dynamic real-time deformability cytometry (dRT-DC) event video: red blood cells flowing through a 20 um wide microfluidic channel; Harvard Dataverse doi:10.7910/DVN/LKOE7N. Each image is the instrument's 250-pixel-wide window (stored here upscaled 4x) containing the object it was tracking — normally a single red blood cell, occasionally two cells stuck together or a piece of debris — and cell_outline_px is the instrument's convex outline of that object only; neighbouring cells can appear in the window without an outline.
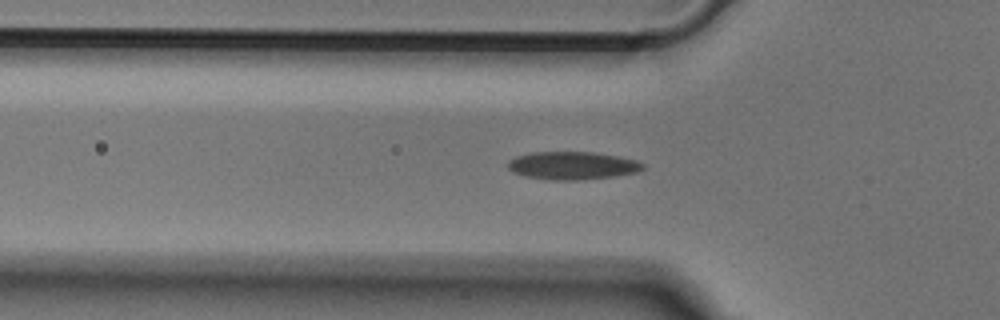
{"species": "Egyptian fruit bat (a non-hibernating species)", "species_latin": "Rousettus aegyptiacus", "temperature_condition": "cold", "stored_images_in_passage": 40, "camera_frame_rate_fps": 3000, "um_per_image_px": 0.085, "animal": {"sex": "male"}, "frame": {"image": 1, "passage_image": 4, "time_ms": 1.0, "image_size_px": [1000, 320], "cell_outline_px": [[644, 168], [636, 172], [616, 176], [576, 180], [552, 180], [524, 176], [512, 172], [508, 168], [508, 160], [516, 156], [532, 152], [592, 152], [616, 156], [636, 160], [644, 164]], "centroid_in_image_um": [48.62, 14.07], "position_along_channel_um": 77.2, "area_um2": 21.91}}
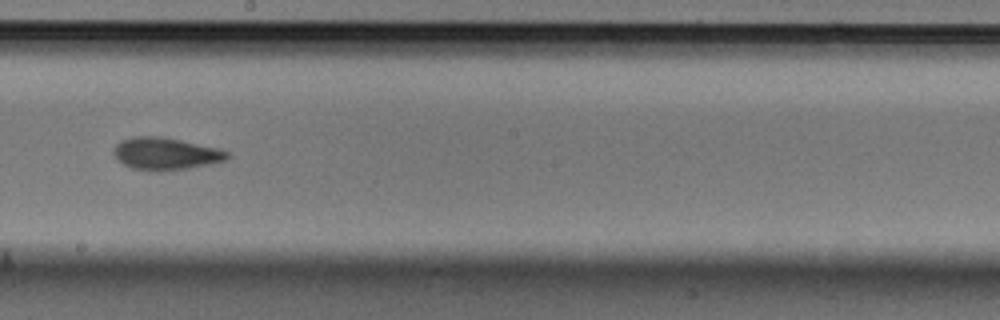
{"frame": {"image": 2, "passage_image": 16, "time_ms": 5.0, "image_size_px": [1000, 320], "cell_outline_px": [[232, 156], [224, 160], [208, 164], [188, 168], [132, 168], [116, 160], [112, 152], [112, 148], [120, 140], [132, 136], [160, 136], [220, 148], [228, 152]], "centroid_in_image_um": [14.05, 13.01], "position_along_channel_um": 234.1, "area_um2": 20.81}}
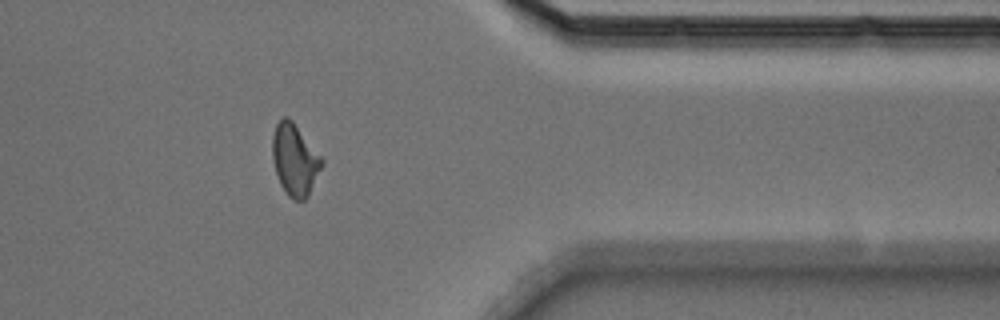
{"frame": {"image": 3, "passage_image": 29, "time_ms": 9.333, "image_size_px": [1000, 320], "cell_outline_px": [[324, 164], [308, 196], [304, 200], [292, 200], [288, 196], [280, 184], [272, 160], [272, 136], [276, 124], [284, 116], [288, 116], [292, 120], [324, 160]], "centroid_in_image_um": [25.06, 13.59], "position_along_channel_um": 386.3, "area_um2": 20.69}}